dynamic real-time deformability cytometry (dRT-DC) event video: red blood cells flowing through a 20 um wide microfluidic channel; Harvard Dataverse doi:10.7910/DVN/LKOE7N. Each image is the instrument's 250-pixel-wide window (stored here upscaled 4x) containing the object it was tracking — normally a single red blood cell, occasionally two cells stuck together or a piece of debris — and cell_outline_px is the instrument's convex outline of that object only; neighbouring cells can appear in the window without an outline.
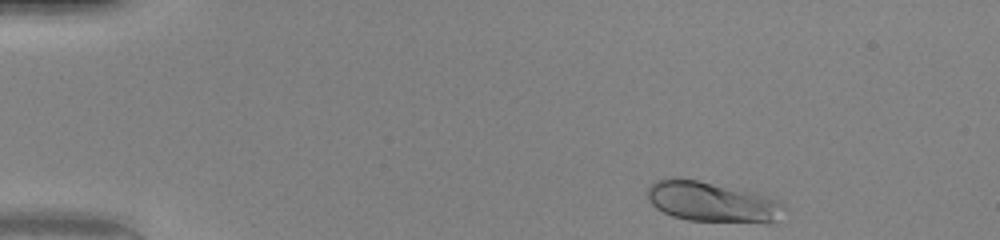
{"species": "human", "species_latin": "Homo sapiens", "temperature_condition": "warm", "stored_images_in_passage": 44, "camera_frame_rate_fps": 3000, "um_per_image_px": 0.085, "donor": {"sex": "female"}, "frame": {"image": 1, "passage_image": 1, "time_ms": 0.0, "image_size_px": [1000, 240], "cell_outline_px": [[784, 204], [772, 220], [768, 224], [764, 224], [688, 220], [672, 216], [656, 208], [648, 200], [648, 188], [656, 180], [668, 176], [672, 176], [696, 180], [756, 192], [780, 200]], "centroid_in_image_um": [60.48, 17.15], "position_along_channel_um": 24.5, "area_um2": 32.19}}
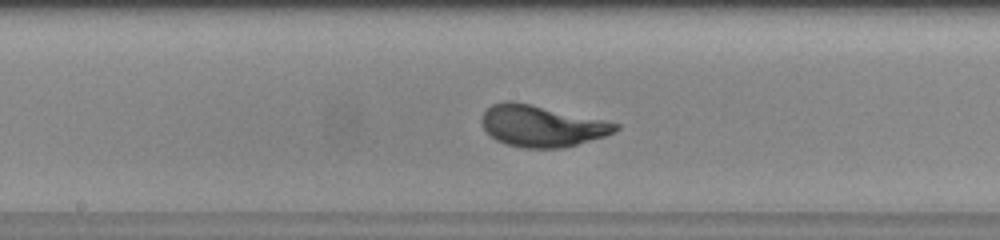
{"frame": {"image": 2, "passage_image": 21, "time_ms": 6.667, "image_size_px": [1000, 240], "cell_outline_px": [[620, 128], [616, 132], [604, 136], [576, 144], [560, 148], [520, 148], [504, 144], [496, 140], [484, 128], [480, 120], [484, 112], [492, 104], [504, 100], [512, 100], [604, 120], [620, 124]], "centroid_in_image_um": [46.02, 10.7], "position_along_channel_um": 202.2, "area_um2": 32.19}}
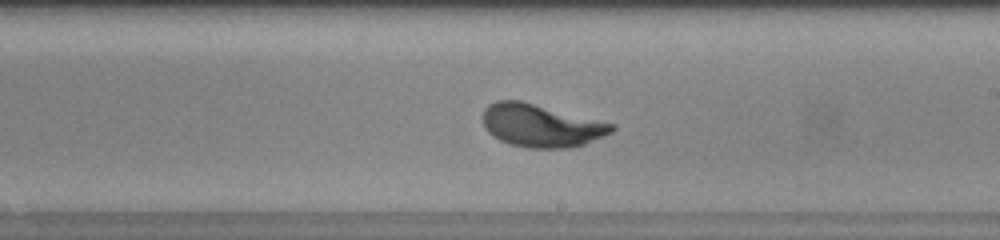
{"frame": {"image": 3, "passage_image": 24, "time_ms": 7.667, "image_size_px": [1000, 240], "cell_outline_px": [[616, 128], [612, 132], [604, 136], [584, 144], [568, 148], [528, 148], [512, 144], [500, 140], [488, 132], [484, 128], [484, 108], [488, 104], [496, 100], [520, 100], [616, 124]], "centroid_in_image_um": [46.0, 10.67], "position_along_channel_um": 243.0, "area_um2": 32.14}, "authors_computed_cell_mechanics": {"area_um2": 31.2409, "velocity_mm_per_s": 4.0985, "shape_relaxation_time_tau1_ms": 2.5707, "shape_relaxation_time_tau2_ms": null, "deformation_change_tau1": 0.1846, "deformation_change_tau2": null}}